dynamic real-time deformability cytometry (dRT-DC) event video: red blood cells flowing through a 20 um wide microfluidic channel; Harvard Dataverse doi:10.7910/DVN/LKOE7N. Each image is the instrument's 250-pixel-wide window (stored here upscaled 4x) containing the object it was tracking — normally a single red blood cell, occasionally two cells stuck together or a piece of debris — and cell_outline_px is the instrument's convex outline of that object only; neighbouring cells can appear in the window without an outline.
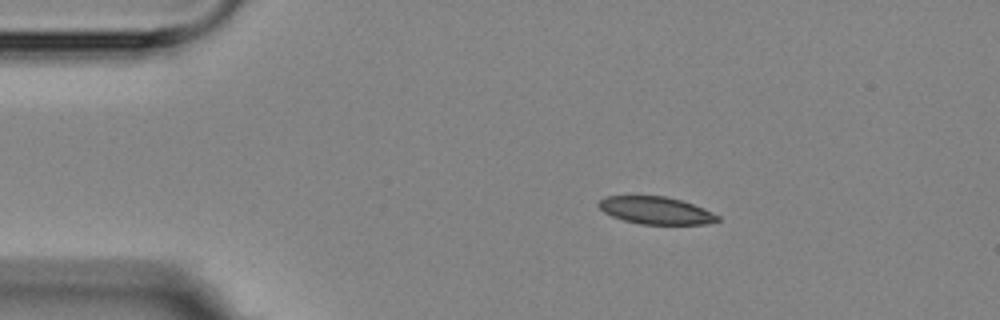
{"species": "Egyptian fruit bat (a non-hibernating species)", "species_latin": "Rousettus aegyptiacus", "temperature_condition": "room temperature", "stored_images_in_passage": 4, "camera_frame_rate_fps": 3000, "um_per_image_px": 0.085, "animal": {"sex": "female"}, "frame": {"image": 1, "passage_image": 2, "time_ms": 2.0, "image_size_px": [1000, 320], "cell_outline_px": [[720, 220], [708, 224], [640, 224], [624, 220], [612, 216], [604, 212], [596, 204], [600, 200], [608, 196], [664, 196], [680, 200], [704, 208], [720, 216]], "centroid_in_image_um": [55.76, 17.89], "position_along_channel_um": 29.2, "area_um2": 18.9}}
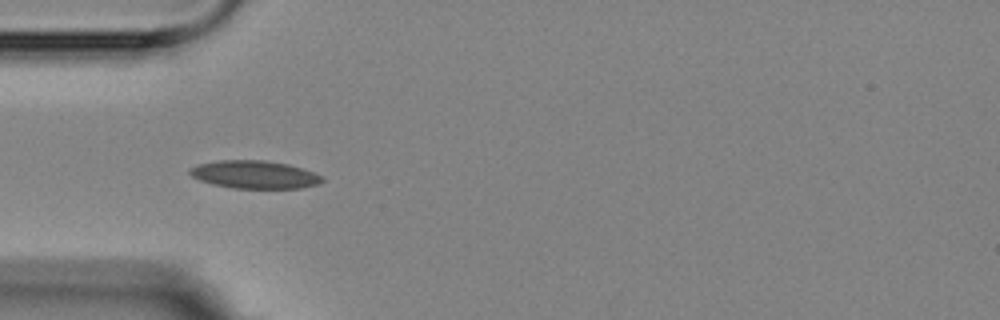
{"frame": {"image": 2, "passage_image": 4, "time_ms": 4.333, "image_size_px": [1000, 320], "cell_outline_px": [[324, 180], [320, 184], [300, 188], [232, 188], [212, 184], [200, 180], [192, 176], [188, 172], [188, 168], [196, 164], [220, 160], [264, 160], [288, 164], [324, 176]], "centroid_in_image_um": [21.62, 14.84], "position_along_channel_um": 63.4, "area_um2": 21.62}}